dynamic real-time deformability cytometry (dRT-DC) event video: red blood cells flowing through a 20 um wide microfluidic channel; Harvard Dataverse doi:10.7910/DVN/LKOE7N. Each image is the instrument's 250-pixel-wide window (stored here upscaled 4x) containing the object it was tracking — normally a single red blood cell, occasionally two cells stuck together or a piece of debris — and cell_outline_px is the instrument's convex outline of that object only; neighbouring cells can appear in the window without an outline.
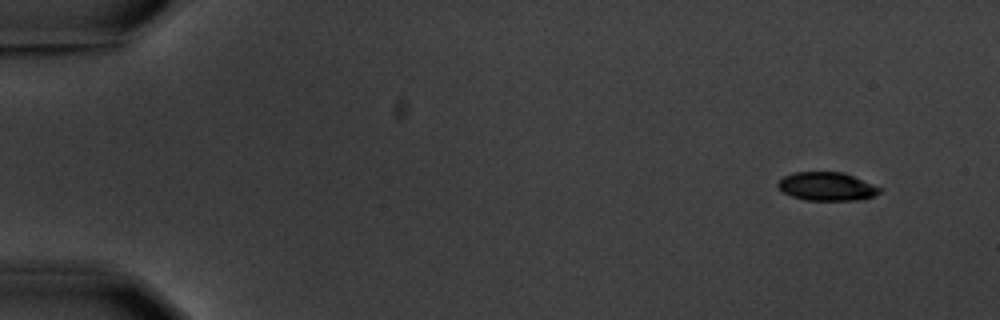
{"species": "common noctule bat (a hibernating species)", "species_latin": "Nyctalus noctula", "temperature_condition": "warm", "stored_images_in_passage": 5, "camera_frame_rate_fps": 3000, "um_per_image_px": 0.085, "animal": {"sex": "male", "body_mass_g": 20.1, "forearm_length_mm": 53.5}, "frame": {"image": 1, "passage_image": 1, "time_ms": 0.0, "image_size_px": [1000, 320], "cell_outline_px": [[880, 192], [872, 196], [856, 200], [804, 200], [792, 196], [784, 192], [776, 184], [784, 176], [792, 172], [840, 172], [852, 176], [880, 188]], "centroid_in_image_um": [70.22, 15.85], "position_along_channel_um": 14.8, "area_um2": 16.47}}
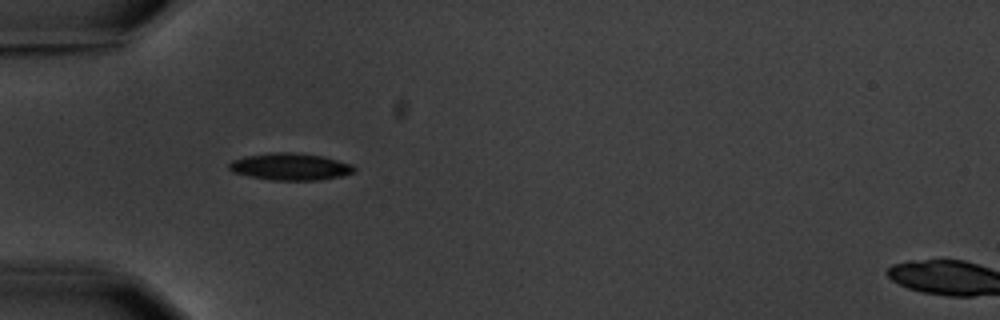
{"frame": {"image": 2, "passage_image": 4, "time_ms": 4.667, "image_size_px": [1000, 320], "cell_outline_px": [[356, 172], [344, 176], [320, 180], [272, 180], [232, 172], [228, 168], [228, 164], [232, 160], [244, 156], [272, 152], [296, 152], [324, 156], [352, 164], [356, 168]], "centroid_in_image_um": [24.72, 14.16], "position_along_channel_um": 60.3, "area_um2": 19.94}}
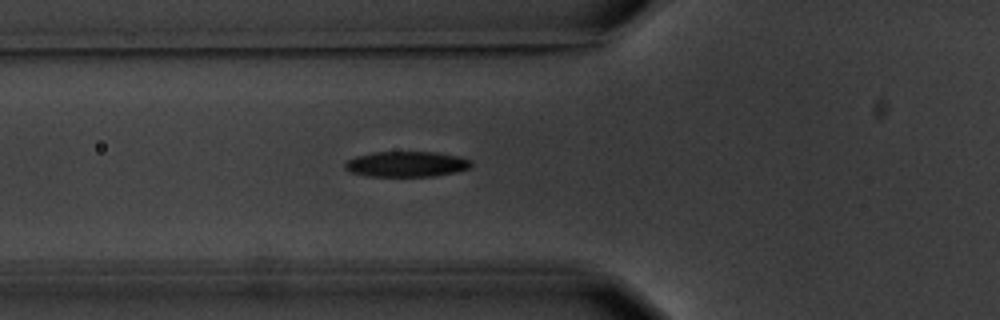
{"frame": {"image": 3, "passage_image": 5, "time_ms": 5.667, "image_size_px": [1000, 320], "cell_outline_px": [[472, 164], [468, 168], [456, 172], [436, 176], [368, 176], [348, 172], [344, 168], [344, 164], [348, 160], [356, 156], [372, 152], [436, 152], [456, 156], [472, 160]], "centroid_in_image_um": [34.52, 13.95], "position_along_channel_um": 91.3, "area_um2": 18.79}}